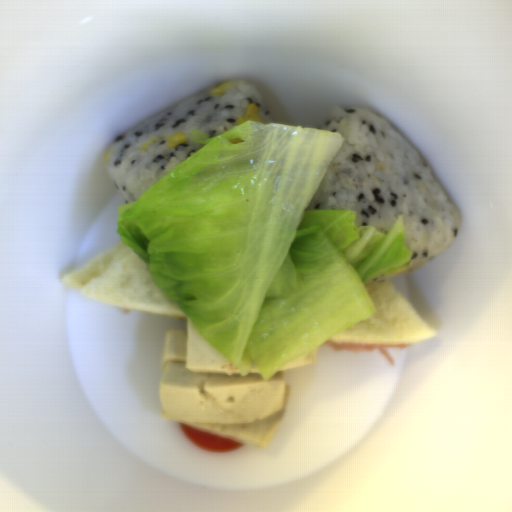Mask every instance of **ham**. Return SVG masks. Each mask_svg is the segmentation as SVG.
<instances>
[{
  "mask_svg": "<svg viewBox=\"0 0 512 512\" xmlns=\"http://www.w3.org/2000/svg\"><path fill=\"white\" fill-rule=\"evenodd\" d=\"M324 343H328L334 350L337 351H348L354 353H363V352H372L373 350H377L380 354H382L390 366H394V358L388 352L387 349H403L409 347V343H340L334 342L331 340H327Z\"/></svg>",
  "mask_w": 512,
  "mask_h": 512,
  "instance_id": "obj_1",
  "label": "ham"
}]
</instances>
